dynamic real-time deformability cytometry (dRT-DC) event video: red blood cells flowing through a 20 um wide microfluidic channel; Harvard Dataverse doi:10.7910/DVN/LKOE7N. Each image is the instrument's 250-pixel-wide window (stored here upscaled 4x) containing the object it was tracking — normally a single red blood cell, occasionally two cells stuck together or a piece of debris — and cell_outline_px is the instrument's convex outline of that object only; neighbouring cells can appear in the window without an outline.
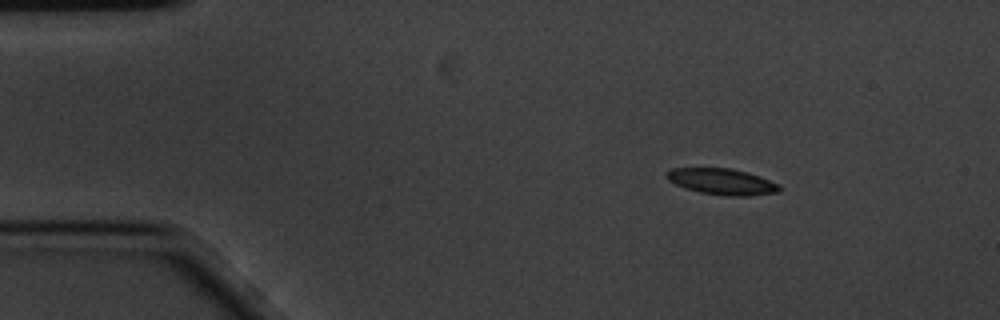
{"species": "common noctule bat (a hibernating species)", "species_latin": "Nyctalus noctula", "temperature_condition": "cold", "stored_images_in_passage": 9, "camera_frame_rate_fps": 3000, "um_per_image_px": 0.085, "animal": {"sex": "male", "body_mass_g": 20.1, "forearm_length_mm": 53.5}, "frame": {"image": 1, "passage_image": 1, "time_ms": 0.0, "image_size_px": [1000, 320], "cell_outline_px": [[780, 192], [748, 196], [728, 196], [700, 192], [684, 188], [668, 180], [664, 176], [664, 172], [672, 168], [728, 168], [748, 172], [760, 176], [780, 184]], "centroid_in_image_um": [61.36, 15.43], "position_along_channel_um": 23.6, "area_um2": 17.34}}
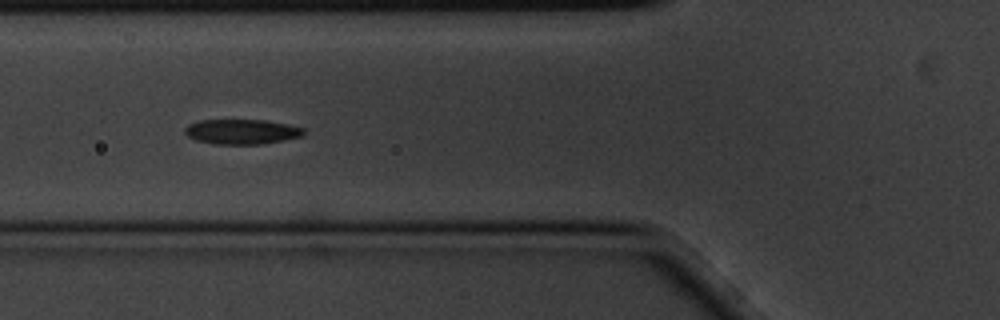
{"frame": {"image": 2, "passage_image": 5, "time_ms": 1.333, "image_size_px": [1000, 320], "cell_outline_px": [[308, 132], [304, 136], [264, 144], [212, 144], [196, 140], [188, 136], [184, 132], [184, 128], [188, 124], [200, 120], [268, 120], [288, 124], [304, 128]], "centroid_in_image_um": [20.59, 11.19], "position_along_channel_um": 105.2, "area_um2": 17.57}}
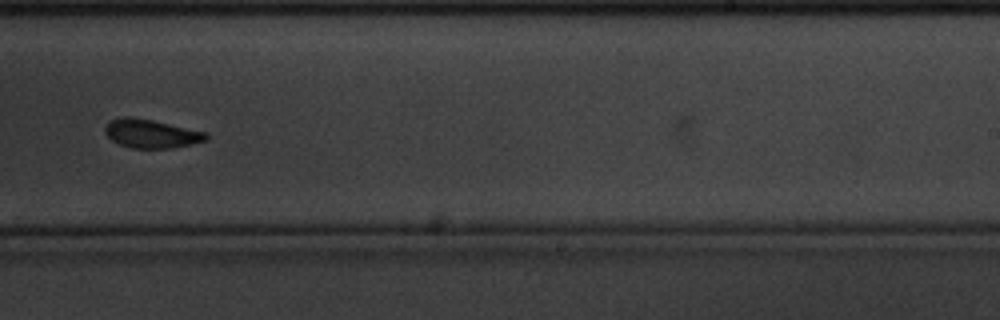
{"frame": {"image": 3, "passage_image": 9, "time_ms": 2.667, "image_size_px": [1000, 320], "cell_outline_px": [[208, 140], [192, 144], [168, 148], [132, 148], [120, 144], [112, 140], [104, 132], [104, 128], [112, 120], [124, 116], [128, 116], [152, 120], [208, 132]], "centroid_in_image_um": [12.89, 11.36], "position_along_channel_um": 276.1, "area_um2": 16.76}}